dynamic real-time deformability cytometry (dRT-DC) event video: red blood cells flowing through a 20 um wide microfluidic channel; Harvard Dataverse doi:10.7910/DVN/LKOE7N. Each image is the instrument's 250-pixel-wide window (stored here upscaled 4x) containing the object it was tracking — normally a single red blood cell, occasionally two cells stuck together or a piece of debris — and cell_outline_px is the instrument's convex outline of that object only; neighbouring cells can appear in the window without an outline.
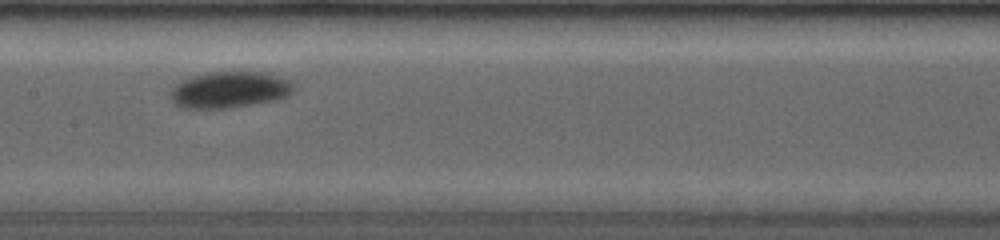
{"species": "common noctule bat (a hibernating species)", "species_latin": "Nyctalus noctula", "temperature_condition": "room temperature", "stored_images_in_passage": 33, "camera_frame_rate_fps": 4000, "um_per_image_px": 0.085, "animal": {"sex": "female", "body_mass_g": 19.0, "forearm_length_mm": 53.3}, "frame": {"image": 1, "passage_image": 13, "time_ms": 3.0, "image_size_px": [1000, 240], "cell_outline_px": [[296, 88], [288, 96], [276, 100], [232, 108], [180, 108], [172, 100], [172, 88], [180, 80], [192, 76], [212, 72], [264, 72], [296, 80]], "centroid_in_image_um": [19.61, 7.62], "position_along_channel_um": 187.8, "area_um2": 26.53}}
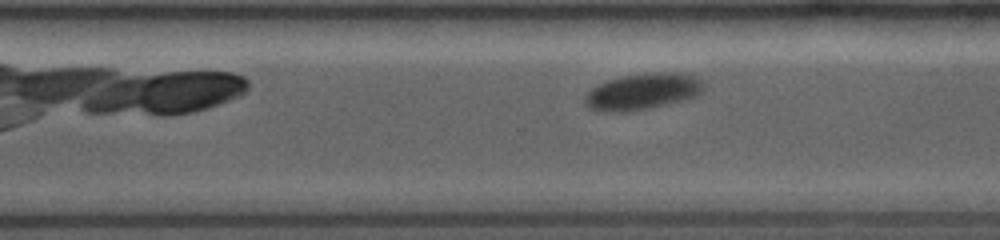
{"frame": {"image": 2, "passage_image": 28, "time_ms": 6.25, "image_size_px": [1000, 240], "cell_outline_px": [[704, 88], [696, 96], [648, 108], [624, 112], [600, 112], [588, 108], [584, 104], [584, 96], [596, 84], [608, 80], [624, 76], [652, 72], [664, 72], [696, 76], [704, 84]], "centroid_in_image_um": [54.54, 7.79], "position_along_channel_um": 316.1, "area_um2": 24.91}}
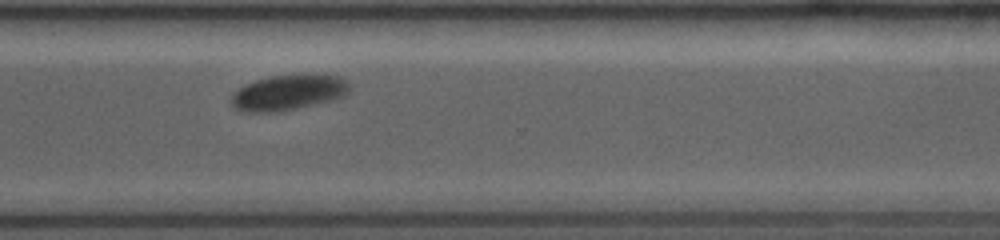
{"frame": {"image": 3, "passage_image": 32, "time_ms": 7.0, "image_size_px": [1000, 240], "cell_outline_px": [[348, 92], [344, 96], [336, 100], [276, 112], [240, 112], [232, 104], [232, 96], [244, 84], [256, 80], [272, 76], [340, 76], [348, 80]], "centroid_in_image_um": [24.51, 7.89], "position_along_channel_um": 346.1, "area_um2": 23.93}}